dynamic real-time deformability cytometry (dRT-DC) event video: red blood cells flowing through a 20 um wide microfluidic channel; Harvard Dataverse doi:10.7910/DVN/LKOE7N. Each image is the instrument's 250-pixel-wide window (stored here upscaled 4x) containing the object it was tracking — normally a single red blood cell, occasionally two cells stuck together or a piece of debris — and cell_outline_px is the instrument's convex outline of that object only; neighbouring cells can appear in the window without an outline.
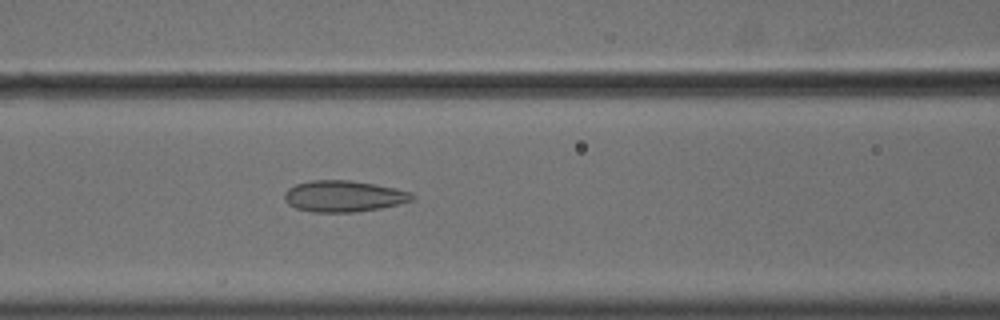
{"species": "common noctule bat (a hibernating species)", "species_latin": "Nyctalus noctula", "temperature_condition": "cold", "stored_images_in_passage": 56, "camera_frame_rate_fps": 3000, "um_per_image_px": 0.085, "animal": {"sex": "male", "body_mass_g": 18.8}, "frame": {"image": 1, "passage_image": 25, "time_ms": 8.0, "image_size_px": [1000, 320], "cell_outline_px": [[416, 196], [412, 200], [380, 208], [352, 212], [312, 212], [296, 208], [288, 204], [284, 200], [284, 192], [288, 188], [296, 184], [308, 180], [352, 180], [376, 184], [396, 188], [412, 192]], "centroid_in_image_um": [29.19, 16.66], "position_along_channel_um": 137.4, "area_um2": 23.41}}
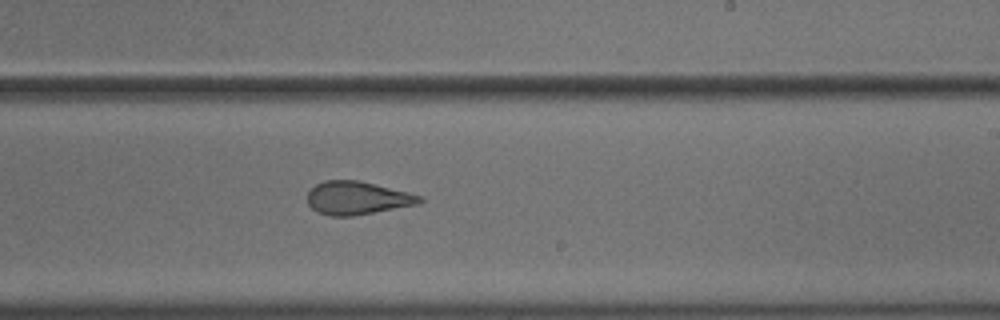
{"frame": {"image": 2, "passage_image": 35, "time_ms": 11.333, "image_size_px": [1000, 320], "cell_outline_px": [[424, 200], [420, 204], [352, 216], [332, 216], [316, 212], [308, 204], [308, 192], [316, 184], [324, 180], [360, 180], [424, 196]], "centroid_in_image_um": [30.39, 16.83], "position_along_channel_um": 258.6, "area_um2": 21.85}}
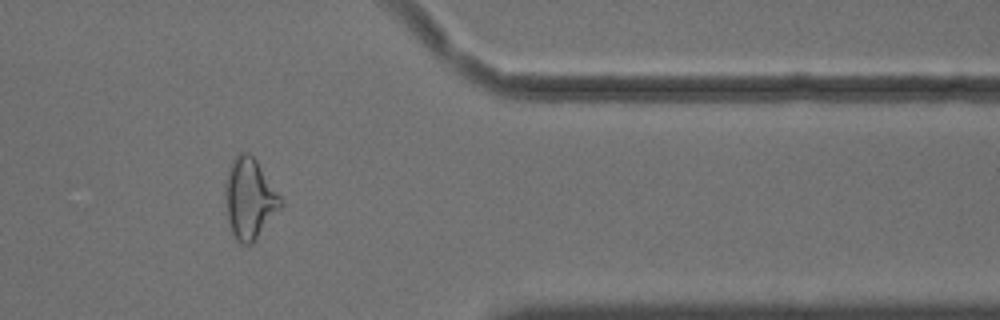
{"frame": {"image": 3, "passage_image": 47, "time_ms": 15.333, "image_size_px": [1000, 320], "cell_outline_px": [[284, 204], [252, 244], [240, 244], [236, 240], [232, 232], [228, 220], [224, 204], [224, 184], [228, 168], [232, 160], [240, 152], [248, 152], [256, 160], [284, 200]], "centroid_in_image_um": [21.2, 16.88], "position_along_channel_um": 390.2, "area_um2": 26.36}, "authors_computed_cell_mechanics": {"area_um2": 26.1834, "velocity_mm_per_s": 3.6378, "shape_relaxation_time_tau1_ms": null, "shape_relaxation_time_tau2_ms": 1.6835, "deformation_change_tau1": null, "deformation_change_tau2": 0.0863}}